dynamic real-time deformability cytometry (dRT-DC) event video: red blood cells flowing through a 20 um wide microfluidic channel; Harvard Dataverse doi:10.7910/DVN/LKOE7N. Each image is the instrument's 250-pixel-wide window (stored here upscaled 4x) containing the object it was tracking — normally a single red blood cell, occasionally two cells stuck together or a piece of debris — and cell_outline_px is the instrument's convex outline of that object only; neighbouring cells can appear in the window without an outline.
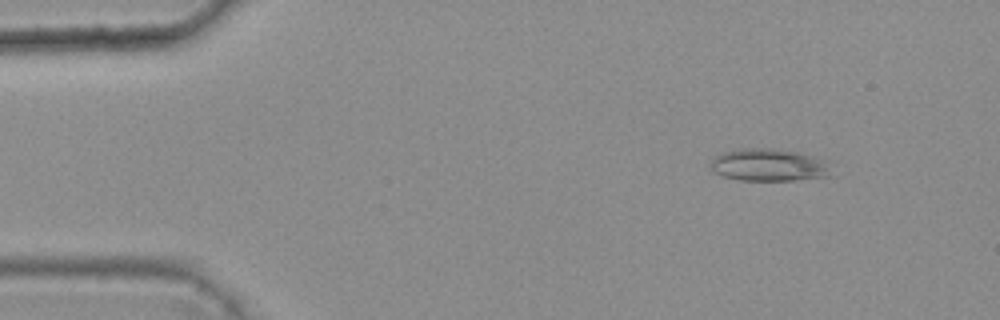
{"species": "common noctule bat (a hibernating species)", "species_latin": "Nyctalus noctula", "temperature_condition": "warm", "stored_images_in_passage": 4, "camera_frame_rate_fps": 3000, "um_per_image_px": 0.085, "animal": {"sex": "female", "body_mass_g": 25.1}, "frame": {"image": 1, "passage_image": 2, "time_ms": 0.333, "image_size_px": [1000, 320], "cell_outline_px": [[836, 176], [792, 180], [740, 180], [724, 176], [716, 172], [708, 164], [712, 156], [724, 152], [740, 148], [772, 148], [796, 152], [828, 160]], "centroid_in_image_um": [65.42, 14.02], "position_along_channel_um": 19.6, "area_um2": 23.24}}